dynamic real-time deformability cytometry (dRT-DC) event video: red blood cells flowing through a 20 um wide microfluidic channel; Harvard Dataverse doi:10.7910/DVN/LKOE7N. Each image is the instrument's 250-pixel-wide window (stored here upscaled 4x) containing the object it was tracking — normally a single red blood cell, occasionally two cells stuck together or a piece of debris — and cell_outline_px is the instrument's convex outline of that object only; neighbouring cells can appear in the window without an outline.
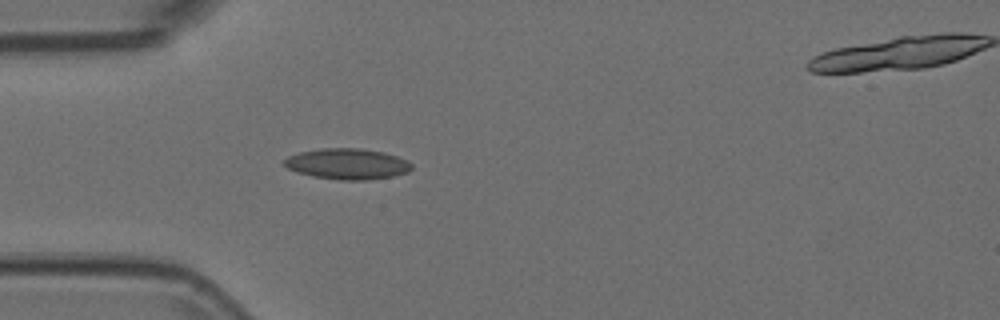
{"species": "Egyptian fruit bat (a non-hibernating species)", "species_latin": "Rousettus aegyptiacus", "temperature_condition": "room temperature", "stored_images_in_passage": 37, "camera_frame_rate_fps": 3000, "um_per_image_px": 0.085, "animal": {"sex": "female"}, "frame": {"image": 1, "passage_image": 1, "time_ms": 0.0, "image_size_px": [1000, 320], "cell_outline_px": [[412, 168], [408, 172], [392, 176], [368, 180], [340, 180], [312, 176], [296, 172], [288, 168], [280, 160], [288, 156], [300, 152], [320, 148], [360, 148], [384, 152], [408, 160], [412, 164]], "centroid_in_image_um": [29.5, 13.93], "position_along_channel_um": 55.5, "area_um2": 23.06}}
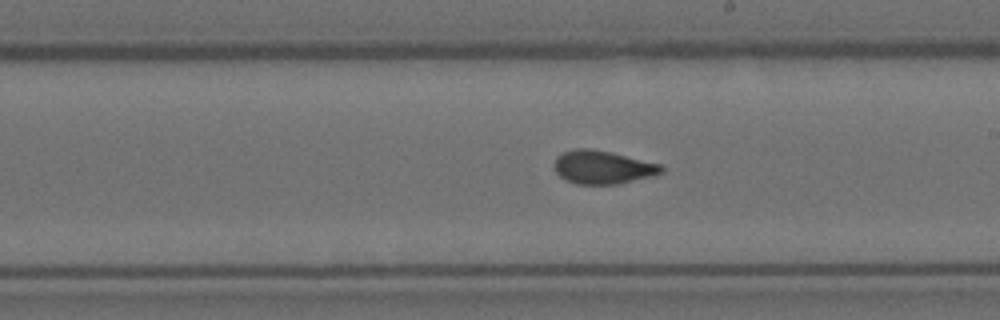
{"frame": {"image": 2, "passage_image": 16, "time_ms": 5.0, "image_size_px": [1000, 320], "cell_outline_px": [[664, 172], [656, 176], [616, 184], [576, 184], [564, 180], [552, 168], [552, 164], [556, 156], [564, 152], [576, 148], [592, 148], [612, 152], [660, 164], [664, 168]], "centroid_in_image_um": [51.21, 14.21], "position_along_channel_um": 237.8, "area_um2": 21.21}}
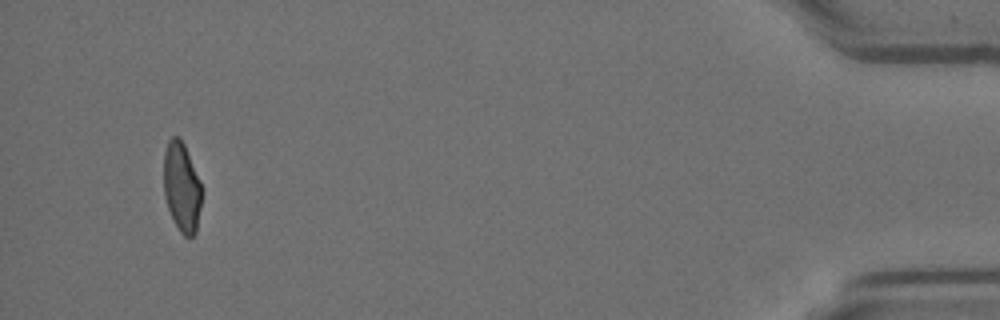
{"frame": {"image": 3, "passage_image": 37, "time_ms": 12.0, "image_size_px": [1000, 320], "cell_outline_px": [[204, 192], [196, 232], [192, 236], [184, 236], [180, 232], [168, 208], [164, 192], [164, 152], [168, 140], [172, 136], [180, 136], [184, 144], [204, 188]], "centroid_in_image_um": [15.48, 15.88], "position_along_channel_um": 419.7, "area_um2": 20.17}}